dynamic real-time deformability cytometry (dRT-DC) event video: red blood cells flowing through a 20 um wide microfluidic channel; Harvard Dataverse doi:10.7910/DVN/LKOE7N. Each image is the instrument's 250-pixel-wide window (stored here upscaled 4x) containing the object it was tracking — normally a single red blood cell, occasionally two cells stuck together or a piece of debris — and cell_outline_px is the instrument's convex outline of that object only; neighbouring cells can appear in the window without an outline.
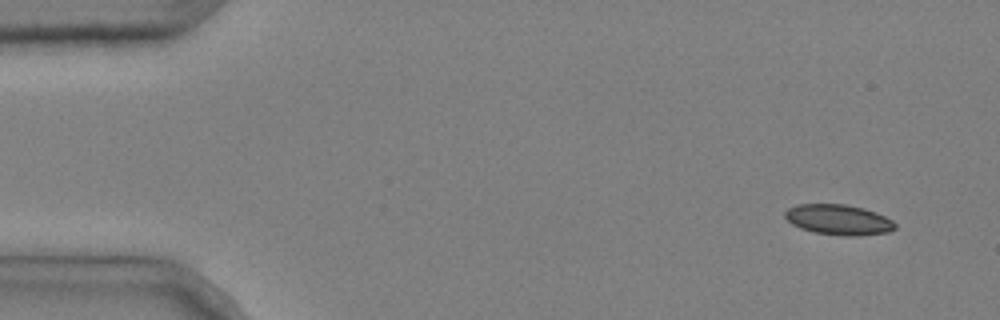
{"species": "common noctule bat (a hibernating species)", "species_latin": "Nyctalus noctula", "temperature_condition": "cold", "stored_images_in_passage": 4, "camera_frame_rate_fps": 3000, "um_per_image_px": 0.085, "animal": {"sex": "male", "body_mass_g": 20.4}, "frame": {"image": 1, "passage_image": 1, "time_ms": 0.0, "image_size_px": [1000, 320], "cell_outline_px": [[896, 228], [888, 232], [856, 236], [844, 236], [816, 232], [800, 228], [792, 224], [784, 216], [784, 212], [788, 208], [796, 204], [844, 204], [864, 208], [876, 212], [892, 220], [896, 224]], "centroid_in_image_um": [71.27, 18.67], "position_along_channel_um": 13.7, "area_um2": 19.48}}
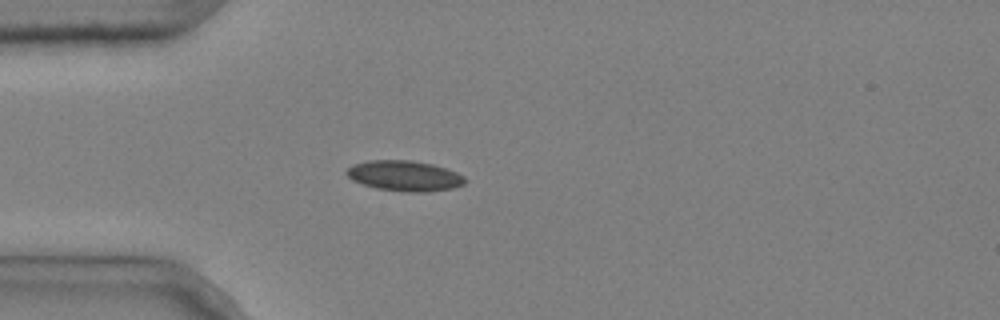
{"frame": {"image": 2, "passage_image": 4, "time_ms": 1.0, "image_size_px": [1000, 320], "cell_outline_px": [[468, 180], [464, 184], [452, 188], [428, 192], [408, 192], [376, 188], [352, 180], [344, 172], [352, 164], [368, 160], [408, 160], [432, 164], [456, 172], [464, 176]], "centroid_in_image_um": [34.38, 14.94], "position_along_channel_um": 50.6, "area_um2": 20.98}}